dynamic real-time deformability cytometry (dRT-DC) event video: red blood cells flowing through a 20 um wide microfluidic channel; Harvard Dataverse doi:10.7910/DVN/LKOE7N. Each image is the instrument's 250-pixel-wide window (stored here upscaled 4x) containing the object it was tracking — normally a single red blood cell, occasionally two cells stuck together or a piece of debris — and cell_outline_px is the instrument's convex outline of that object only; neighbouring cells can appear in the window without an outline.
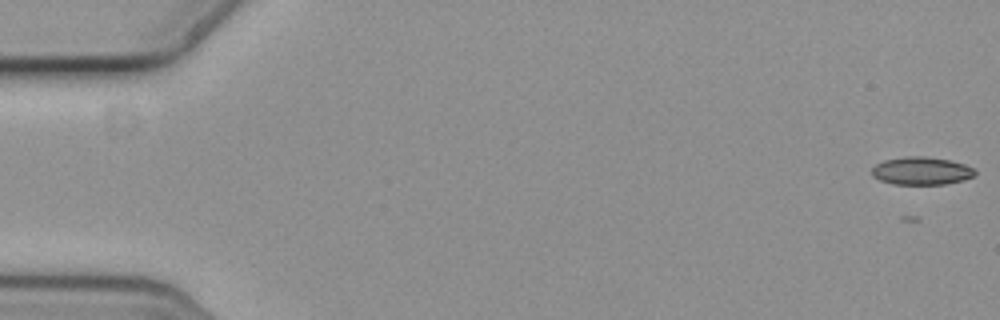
{"species": "common noctule bat (a hibernating species)", "species_latin": "Nyctalus noctula", "temperature_condition": "cold", "stored_images_in_passage": 59, "camera_frame_rate_fps": 3000, "um_per_image_px": 0.085, "animal": {"sex": "female", "body_mass_g": 19.3, "forearm_length_mm": 54.1}, "frame": {"image": 1, "passage_image": 2, "time_ms": 0.333, "image_size_px": [1000, 320], "cell_outline_px": [[976, 172], [972, 176], [960, 180], [944, 184], [896, 184], [880, 180], [872, 176], [872, 168], [876, 164], [884, 160], [904, 156], [924, 156], [948, 160], [964, 164], [972, 168]], "centroid_in_image_um": [78.27, 14.51], "position_along_channel_um": 6.7, "area_um2": 16.47}}
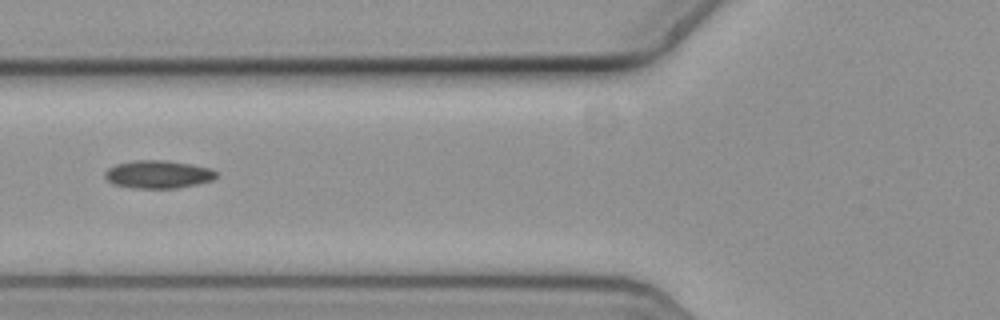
{"frame": {"image": 2, "passage_image": 24, "time_ms": 7.667, "image_size_px": [1000, 320], "cell_outline_px": [[216, 176], [212, 180], [196, 184], [176, 188], [132, 188], [112, 184], [104, 176], [104, 172], [108, 168], [116, 164], [136, 160], [164, 160], [192, 164], [212, 168], [216, 172]], "centroid_in_image_um": [13.42, 14.81], "position_along_channel_um": 112.4, "area_um2": 18.15}}
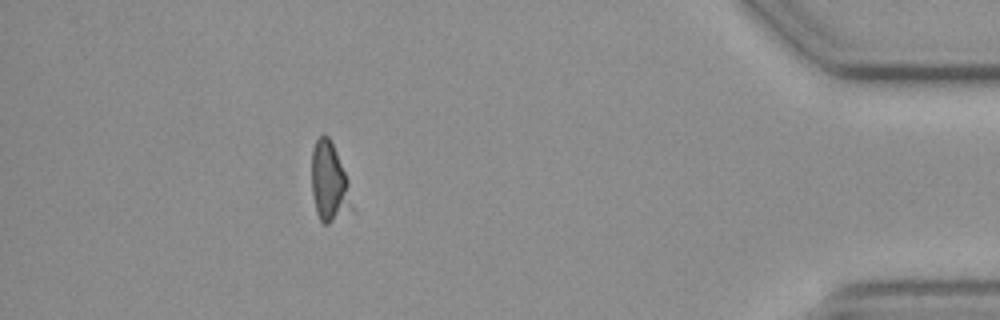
{"frame": {"image": 3, "passage_image": 53, "time_ms": 17.333, "image_size_px": [1000, 320], "cell_outline_px": [[356, 212], [328, 224], [324, 224], [320, 220], [316, 212], [312, 192], [312, 148], [316, 140], [324, 132], [328, 136], [332, 144], [348, 180], [356, 208]], "centroid_in_image_um": [28.04, 15.59], "position_along_channel_um": 407.2, "area_um2": 19.19}}